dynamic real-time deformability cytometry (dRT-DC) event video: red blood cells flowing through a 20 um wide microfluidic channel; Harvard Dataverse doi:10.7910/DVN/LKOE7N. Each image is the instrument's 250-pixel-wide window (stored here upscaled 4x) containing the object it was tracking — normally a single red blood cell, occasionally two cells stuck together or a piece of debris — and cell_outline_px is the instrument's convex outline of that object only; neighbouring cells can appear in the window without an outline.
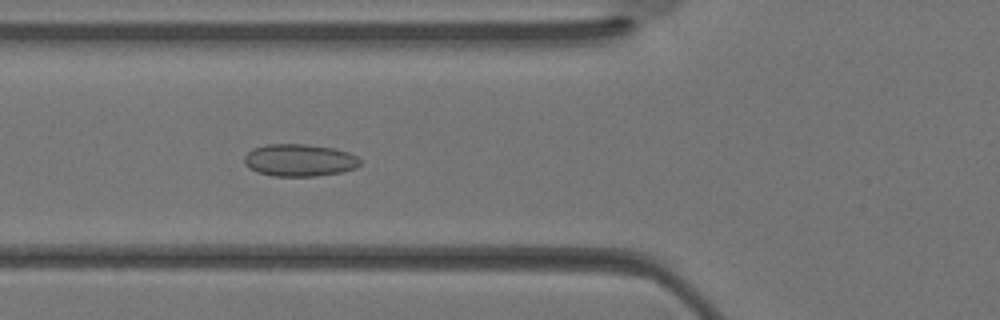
{"species": "Egyptian fruit bat (a non-hibernating species)", "species_latin": "Rousettus aegyptiacus", "temperature_condition": "warm", "stored_images_in_passage": 28, "camera_frame_rate_fps": 3000, "um_per_image_px": 0.085, "animal": {"sex": "female"}, "frame": {"image": 1, "passage_image": 6, "time_ms": 1.667, "image_size_px": [1000, 320], "cell_outline_px": [[360, 164], [356, 168], [344, 172], [316, 176], [272, 176], [256, 172], [248, 168], [244, 164], [244, 156], [252, 148], [264, 144], [304, 144], [336, 148], [348, 152], [356, 156], [360, 160]], "centroid_in_image_um": [25.43, 13.62], "position_along_channel_um": 100.4, "area_um2": 22.14}}
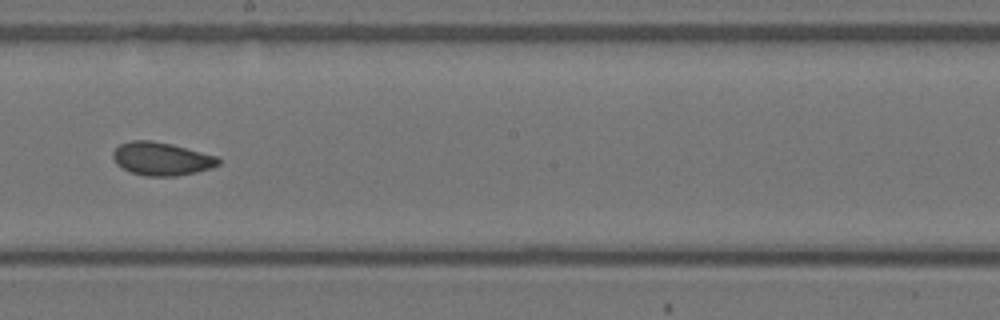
{"frame": {"image": 2, "passage_image": 13, "time_ms": 4.0, "image_size_px": [1000, 320], "cell_outline_px": [[220, 164], [196, 172], [176, 176], [144, 176], [132, 172], [116, 164], [112, 156], [112, 152], [120, 144], [132, 140], [148, 140], [172, 144], [216, 156], [220, 160]], "centroid_in_image_um": [13.7, 13.49], "position_along_channel_um": 234.5, "area_um2": 20.17}}
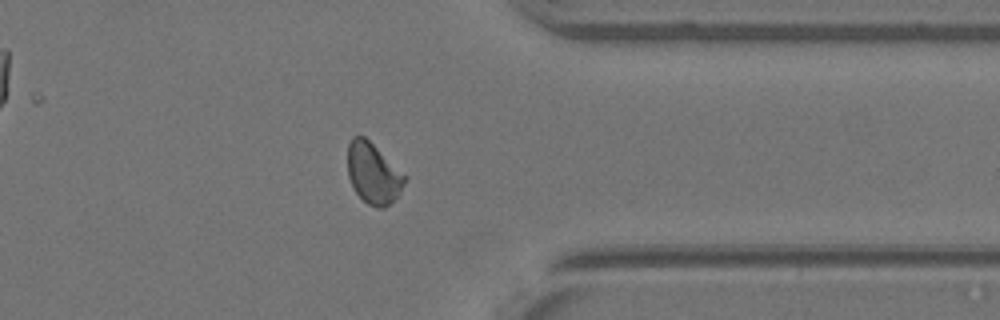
{"frame": {"image": 3, "passage_image": 21, "time_ms": 6.667, "image_size_px": [1000, 320], "cell_outline_px": [[408, 176], [400, 192], [384, 208], [376, 208], [368, 204], [356, 192], [348, 176], [348, 144], [352, 136], [364, 136]], "centroid_in_image_um": [31.73, 14.72], "position_along_channel_um": 379.7, "area_um2": 20.06}}